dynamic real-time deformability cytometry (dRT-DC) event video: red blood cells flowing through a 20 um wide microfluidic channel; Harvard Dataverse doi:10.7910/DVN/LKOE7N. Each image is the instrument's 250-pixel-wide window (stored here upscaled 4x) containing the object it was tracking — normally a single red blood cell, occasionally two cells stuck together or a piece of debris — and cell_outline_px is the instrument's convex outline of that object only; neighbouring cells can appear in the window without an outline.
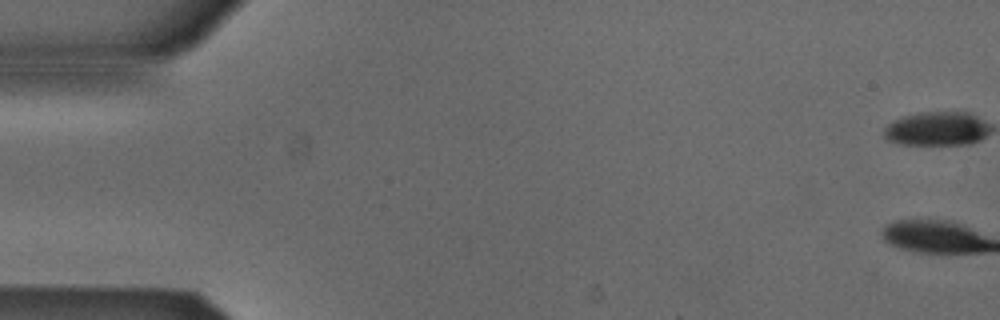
{"species": "Egyptian fruit bat (a non-hibernating species)", "species_latin": "Rousettus aegyptiacus", "temperature_condition": "cold", "stored_images_in_passage": 15, "camera_frame_rate_fps": 3000, "um_per_image_px": 0.085, "animal": {"sex": "male"}, "frame": {"image": 1, "passage_image": 1, "time_ms": 0.0, "image_size_px": [1000, 320], "cell_outline_px": [[980, 132], [976, 136], [964, 140], [916, 140], [896, 136], [896, 128], [904, 124], [928, 120], [972, 120], [976, 124]], "centroid_in_image_um": [79.8, 11.07], "position_along_channel_um": 5.2, "area_um2": 10.52}}